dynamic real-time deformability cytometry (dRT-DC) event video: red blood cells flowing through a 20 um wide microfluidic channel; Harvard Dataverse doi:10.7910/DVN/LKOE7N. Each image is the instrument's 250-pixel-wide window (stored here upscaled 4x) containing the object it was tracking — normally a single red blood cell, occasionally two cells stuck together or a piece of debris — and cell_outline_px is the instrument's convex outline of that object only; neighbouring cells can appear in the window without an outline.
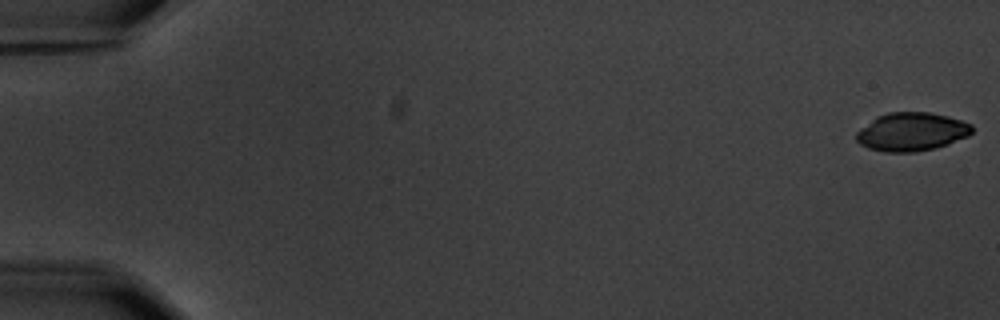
{"species": "common noctule bat (a hibernating species)", "species_latin": "Nyctalus noctula", "temperature_condition": "warm", "stored_images_in_passage": 3, "camera_frame_rate_fps": 3000, "um_per_image_px": 0.085, "animal": {"sex": "male", "body_mass_g": 20.1, "forearm_length_mm": 53.5}, "frame": {"image": 1, "passage_image": 1, "time_ms": 0.0, "image_size_px": [1000, 320], "cell_outline_px": [[972, 132], [968, 136], [948, 144], [936, 148], [916, 152], [884, 152], [868, 148], [860, 144], [856, 140], [856, 132], [860, 128], [876, 116], [888, 112], [932, 112], [948, 116], [972, 124]], "centroid_in_image_um": [77.47, 11.2], "position_along_channel_um": 7.5, "area_um2": 26.13}}